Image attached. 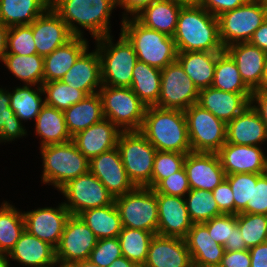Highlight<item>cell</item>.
Here are the masks:
<instances>
[{
    "label": "cell",
    "mask_w": 267,
    "mask_h": 267,
    "mask_svg": "<svg viewBox=\"0 0 267 267\" xmlns=\"http://www.w3.org/2000/svg\"><path fill=\"white\" fill-rule=\"evenodd\" d=\"M178 52H223L218 18L197 3L184 5L172 37Z\"/></svg>",
    "instance_id": "6da1fadb"
},
{
    "label": "cell",
    "mask_w": 267,
    "mask_h": 267,
    "mask_svg": "<svg viewBox=\"0 0 267 267\" xmlns=\"http://www.w3.org/2000/svg\"><path fill=\"white\" fill-rule=\"evenodd\" d=\"M139 132L157 151L192 152L183 110L147 107Z\"/></svg>",
    "instance_id": "7a4b0ae2"
},
{
    "label": "cell",
    "mask_w": 267,
    "mask_h": 267,
    "mask_svg": "<svg viewBox=\"0 0 267 267\" xmlns=\"http://www.w3.org/2000/svg\"><path fill=\"white\" fill-rule=\"evenodd\" d=\"M116 6V0H51V8L66 23L73 36H84L77 26L80 25L95 40L110 35L109 20Z\"/></svg>",
    "instance_id": "3957f363"
},
{
    "label": "cell",
    "mask_w": 267,
    "mask_h": 267,
    "mask_svg": "<svg viewBox=\"0 0 267 267\" xmlns=\"http://www.w3.org/2000/svg\"><path fill=\"white\" fill-rule=\"evenodd\" d=\"M121 22V33L132 44L138 61L159 69L177 61L178 51L171 36L143 26L133 17Z\"/></svg>",
    "instance_id": "277c9868"
},
{
    "label": "cell",
    "mask_w": 267,
    "mask_h": 267,
    "mask_svg": "<svg viewBox=\"0 0 267 267\" xmlns=\"http://www.w3.org/2000/svg\"><path fill=\"white\" fill-rule=\"evenodd\" d=\"M112 38L111 35H107L95 41L101 61L102 85L130 87L132 71L138 61L136 52L122 33L115 44Z\"/></svg>",
    "instance_id": "5b68a950"
},
{
    "label": "cell",
    "mask_w": 267,
    "mask_h": 267,
    "mask_svg": "<svg viewBox=\"0 0 267 267\" xmlns=\"http://www.w3.org/2000/svg\"><path fill=\"white\" fill-rule=\"evenodd\" d=\"M43 160L42 183L59 189L89 171V160L73 141L40 147Z\"/></svg>",
    "instance_id": "8992f818"
},
{
    "label": "cell",
    "mask_w": 267,
    "mask_h": 267,
    "mask_svg": "<svg viewBox=\"0 0 267 267\" xmlns=\"http://www.w3.org/2000/svg\"><path fill=\"white\" fill-rule=\"evenodd\" d=\"M117 148L132 183L136 187L152 188V170L157 150L139 131H122Z\"/></svg>",
    "instance_id": "52a82bcc"
},
{
    "label": "cell",
    "mask_w": 267,
    "mask_h": 267,
    "mask_svg": "<svg viewBox=\"0 0 267 267\" xmlns=\"http://www.w3.org/2000/svg\"><path fill=\"white\" fill-rule=\"evenodd\" d=\"M103 115L121 131H139L145 117L146 105L130 87L102 85L99 89Z\"/></svg>",
    "instance_id": "ba28073f"
},
{
    "label": "cell",
    "mask_w": 267,
    "mask_h": 267,
    "mask_svg": "<svg viewBox=\"0 0 267 267\" xmlns=\"http://www.w3.org/2000/svg\"><path fill=\"white\" fill-rule=\"evenodd\" d=\"M217 18L224 49L236 43L249 42L254 31L267 19V3L248 0L244 5L224 12Z\"/></svg>",
    "instance_id": "9c48e42d"
},
{
    "label": "cell",
    "mask_w": 267,
    "mask_h": 267,
    "mask_svg": "<svg viewBox=\"0 0 267 267\" xmlns=\"http://www.w3.org/2000/svg\"><path fill=\"white\" fill-rule=\"evenodd\" d=\"M122 226L157 234L158 204L156 192L149 187H135L114 201Z\"/></svg>",
    "instance_id": "30bf717a"
},
{
    "label": "cell",
    "mask_w": 267,
    "mask_h": 267,
    "mask_svg": "<svg viewBox=\"0 0 267 267\" xmlns=\"http://www.w3.org/2000/svg\"><path fill=\"white\" fill-rule=\"evenodd\" d=\"M184 114L191 151L217 153L226 143L227 124L197 103Z\"/></svg>",
    "instance_id": "8fae6325"
},
{
    "label": "cell",
    "mask_w": 267,
    "mask_h": 267,
    "mask_svg": "<svg viewBox=\"0 0 267 267\" xmlns=\"http://www.w3.org/2000/svg\"><path fill=\"white\" fill-rule=\"evenodd\" d=\"M66 197L63 202L71 215L78 216L85 210L113 204L114 196L90 171L68 181L59 189Z\"/></svg>",
    "instance_id": "7c38bea8"
},
{
    "label": "cell",
    "mask_w": 267,
    "mask_h": 267,
    "mask_svg": "<svg viewBox=\"0 0 267 267\" xmlns=\"http://www.w3.org/2000/svg\"><path fill=\"white\" fill-rule=\"evenodd\" d=\"M199 89L178 61L161 69V89L156 107L185 111L197 103Z\"/></svg>",
    "instance_id": "4fadbf2b"
},
{
    "label": "cell",
    "mask_w": 267,
    "mask_h": 267,
    "mask_svg": "<svg viewBox=\"0 0 267 267\" xmlns=\"http://www.w3.org/2000/svg\"><path fill=\"white\" fill-rule=\"evenodd\" d=\"M98 238L84 221L76 215H70L56 248V261L61 264H73L89 259Z\"/></svg>",
    "instance_id": "5bb4252c"
},
{
    "label": "cell",
    "mask_w": 267,
    "mask_h": 267,
    "mask_svg": "<svg viewBox=\"0 0 267 267\" xmlns=\"http://www.w3.org/2000/svg\"><path fill=\"white\" fill-rule=\"evenodd\" d=\"M70 215L63 202L56 208L44 207L24 212L25 230L56 249Z\"/></svg>",
    "instance_id": "9a60e30c"
},
{
    "label": "cell",
    "mask_w": 267,
    "mask_h": 267,
    "mask_svg": "<svg viewBox=\"0 0 267 267\" xmlns=\"http://www.w3.org/2000/svg\"><path fill=\"white\" fill-rule=\"evenodd\" d=\"M89 171L105 185L114 198L124 195L136 187L125 171L117 147L91 158Z\"/></svg>",
    "instance_id": "2e32d148"
},
{
    "label": "cell",
    "mask_w": 267,
    "mask_h": 267,
    "mask_svg": "<svg viewBox=\"0 0 267 267\" xmlns=\"http://www.w3.org/2000/svg\"><path fill=\"white\" fill-rule=\"evenodd\" d=\"M184 168L191 189L212 192L226 177L217 153L189 152Z\"/></svg>",
    "instance_id": "e0dca14e"
},
{
    "label": "cell",
    "mask_w": 267,
    "mask_h": 267,
    "mask_svg": "<svg viewBox=\"0 0 267 267\" xmlns=\"http://www.w3.org/2000/svg\"><path fill=\"white\" fill-rule=\"evenodd\" d=\"M37 54L45 57L65 45L74 36L61 17L49 7L31 24Z\"/></svg>",
    "instance_id": "ac0fdd59"
},
{
    "label": "cell",
    "mask_w": 267,
    "mask_h": 267,
    "mask_svg": "<svg viewBox=\"0 0 267 267\" xmlns=\"http://www.w3.org/2000/svg\"><path fill=\"white\" fill-rule=\"evenodd\" d=\"M158 204L157 235L185 239L192 227L185 198L156 193Z\"/></svg>",
    "instance_id": "d6986e66"
},
{
    "label": "cell",
    "mask_w": 267,
    "mask_h": 267,
    "mask_svg": "<svg viewBox=\"0 0 267 267\" xmlns=\"http://www.w3.org/2000/svg\"><path fill=\"white\" fill-rule=\"evenodd\" d=\"M217 155L226 175L265 173L266 155L260 146L225 143Z\"/></svg>",
    "instance_id": "ffe728a7"
},
{
    "label": "cell",
    "mask_w": 267,
    "mask_h": 267,
    "mask_svg": "<svg viewBox=\"0 0 267 267\" xmlns=\"http://www.w3.org/2000/svg\"><path fill=\"white\" fill-rule=\"evenodd\" d=\"M185 239L154 235L143 267H192Z\"/></svg>",
    "instance_id": "44dd1931"
},
{
    "label": "cell",
    "mask_w": 267,
    "mask_h": 267,
    "mask_svg": "<svg viewBox=\"0 0 267 267\" xmlns=\"http://www.w3.org/2000/svg\"><path fill=\"white\" fill-rule=\"evenodd\" d=\"M252 93H231L212 86L199 90L197 104L226 124L250 105Z\"/></svg>",
    "instance_id": "7402d4cb"
},
{
    "label": "cell",
    "mask_w": 267,
    "mask_h": 267,
    "mask_svg": "<svg viewBox=\"0 0 267 267\" xmlns=\"http://www.w3.org/2000/svg\"><path fill=\"white\" fill-rule=\"evenodd\" d=\"M122 131L108 119L93 124L72 136L77 149L88 159L117 147Z\"/></svg>",
    "instance_id": "603a6c76"
},
{
    "label": "cell",
    "mask_w": 267,
    "mask_h": 267,
    "mask_svg": "<svg viewBox=\"0 0 267 267\" xmlns=\"http://www.w3.org/2000/svg\"><path fill=\"white\" fill-rule=\"evenodd\" d=\"M94 50L88 53L87 48L60 81L87 95L98 93L102 87L101 61L97 49Z\"/></svg>",
    "instance_id": "cb8c5ba5"
},
{
    "label": "cell",
    "mask_w": 267,
    "mask_h": 267,
    "mask_svg": "<svg viewBox=\"0 0 267 267\" xmlns=\"http://www.w3.org/2000/svg\"><path fill=\"white\" fill-rule=\"evenodd\" d=\"M265 141H267L266 124L251 104L227 123L226 143L260 146Z\"/></svg>",
    "instance_id": "d4e9b609"
},
{
    "label": "cell",
    "mask_w": 267,
    "mask_h": 267,
    "mask_svg": "<svg viewBox=\"0 0 267 267\" xmlns=\"http://www.w3.org/2000/svg\"><path fill=\"white\" fill-rule=\"evenodd\" d=\"M224 50L235 61L245 84L252 91L257 90L260 87L266 53L250 42L236 43Z\"/></svg>",
    "instance_id": "484cf974"
},
{
    "label": "cell",
    "mask_w": 267,
    "mask_h": 267,
    "mask_svg": "<svg viewBox=\"0 0 267 267\" xmlns=\"http://www.w3.org/2000/svg\"><path fill=\"white\" fill-rule=\"evenodd\" d=\"M6 257L28 267H48L57 263L56 249L26 230Z\"/></svg>",
    "instance_id": "4316f807"
},
{
    "label": "cell",
    "mask_w": 267,
    "mask_h": 267,
    "mask_svg": "<svg viewBox=\"0 0 267 267\" xmlns=\"http://www.w3.org/2000/svg\"><path fill=\"white\" fill-rule=\"evenodd\" d=\"M88 41L74 36L65 45L56 48L44 57V82L60 81L74 65L78 57L87 49Z\"/></svg>",
    "instance_id": "83f0119b"
},
{
    "label": "cell",
    "mask_w": 267,
    "mask_h": 267,
    "mask_svg": "<svg viewBox=\"0 0 267 267\" xmlns=\"http://www.w3.org/2000/svg\"><path fill=\"white\" fill-rule=\"evenodd\" d=\"M184 4L172 0H158L134 18L143 26L173 37L178 15Z\"/></svg>",
    "instance_id": "f1b7e54d"
},
{
    "label": "cell",
    "mask_w": 267,
    "mask_h": 267,
    "mask_svg": "<svg viewBox=\"0 0 267 267\" xmlns=\"http://www.w3.org/2000/svg\"><path fill=\"white\" fill-rule=\"evenodd\" d=\"M193 264L220 265L224 246L214 241L202 224H192L185 238Z\"/></svg>",
    "instance_id": "f546056e"
},
{
    "label": "cell",
    "mask_w": 267,
    "mask_h": 267,
    "mask_svg": "<svg viewBox=\"0 0 267 267\" xmlns=\"http://www.w3.org/2000/svg\"><path fill=\"white\" fill-rule=\"evenodd\" d=\"M221 52H178L177 61L200 90L212 86L217 56Z\"/></svg>",
    "instance_id": "4dcf8cb0"
},
{
    "label": "cell",
    "mask_w": 267,
    "mask_h": 267,
    "mask_svg": "<svg viewBox=\"0 0 267 267\" xmlns=\"http://www.w3.org/2000/svg\"><path fill=\"white\" fill-rule=\"evenodd\" d=\"M63 113L71 137L104 119L102 99L99 93L86 96L80 102L64 110Z\"/></svg>",
    "instance_id": "1f68e13d"
},
{
    "label": "cell",
    "mask_w": 267,
    "mask_h": 267,
    "mask_svg": "<svg viewBox=\"0 0 267 267\" xmlns=\"http://www.w3.org/2000/svg\"><path fill=\"white\" fill-rule=\"evenodd\" d=\"M49 7L51 0H0V23L7 27L30 25Z\"/></svg>",
    "instance_id": "d6a6232c"
},
{
    "label": "cell",
    "mask_w": 267,
    "mask_h": 267,
    "mask_svg": "<svg viewBox=\"0 0 267 267\" xmlns=\"http://www.w3.org/2000/svg\"><path fill=\"white\" fill-rule=\"evenodd\" d=\"M35 130L36 134L41 137L40 147L72 140L66 127L63 111L46 104L36 117Z\"/></svg>",
    "instance_id": "836d02e7"
},
{
    "label": "cell",
    "mask_w": 267,
    "mask_h": 267,
    "mask_svg": "<svg viewBox=\"0 0 267 267\" xmlns=\"http://www.w3.org/2000/svg\"><path fill=\"white\" fill-rule=\"evenodd\" d=\"M78 216L98 240L118 237L123 228L115 203L85 210Z\"/></svg>",
    "instance_id": "e575fe53"
},
{
    "label": "cell",
    "mask_w": 267,
    "mask_h": 267,
    "mask_svg": "<svg viewBox=\"0 0 267 267\" xmlns=\"http://www.w3.org/2000/svg\"><path fill=\"white\" fill-rule=\"evenodd\" d=\"M132 74V91L146 107L155 106L161 89V69L137 61Z\"/></svg>",
    "instance_id": "d590c367"
},
{
    "label": "cell",
    "mask_w": 267,
    "mask_h": 267,
    "mask_svg": "<svg viewBox=\"0 0 267 267\" xmlns=\"http://www.w3.org/2000/svg\"><path fill=\"white\" fill-rule=\"evenodd\" d=\"M2 62L13 73V76L23 81L24 85L42 86L44 82V57L38 54L28 56L6 54Z\"/></svg>",
    "instance_id": "8d00e7d4"
},
{
    "label": "cell",
    "mask_w": 267,
    "mask_h": 267,
    "mask_svg": "<svg viewBox=\"0 0 267 267\" xmlns=\"http://www.w3.org/2000/svg\"><path fill=\"white\" fill-rule=\"evenodd\" d=\"M212 87L231 93H253L242 80L235 61L225 50L217 56Z\"/></svg>",
    "instance_id": "74e56055"
},
{
    "label": "cell",
    "mask_w": 267,
    "mask_h": 267,
    "mask_svg": "<svg viewBox=\"0 0 267 267\" xmlns=\"http://www.w3.org/2000/svg\"><path fill=\"white\" fill-rule=\"evenodd\" d=\"M32 85H24L16 87L10 95V108L20 121H27L36 117L40 110L45 105V100L42 101L41 94H44L42 86H37V89H32Z\"/></svg>",
    "instance_id": "f35d334b"
},
{
    "label": "cell",
    "mask_w": 267,
    "mask_h": 267,
    "mask_svg": "<svg viewBox=\"0 0 267 267\" xmlns=\"http://www.w3.org/2000/svg\"><path fill=\"white\" fill-rule=\"evenodd\" d=\"M25 230L23 213L7 201L0 207V253L7 255Z\"/></svg>",
    "instance_id": "ab89813d"
},
{
    "label": "cell",
    "mask_w": 267,
    "mask_h": 267,
    "mask_svg": "<svg viewBox=\"0 0 267 267\" xmlns=\"http://www.w3.org/2000/svg\"><path fill=\"white\" fill-rule=\"evenodd\" d=\"M154 235L149 231L123 227L118 236L122 255L137 266H143Z\"/></svg>",
    "instance_id": "60d3db41"
},
{
    "label": "cell",
    "mask_w": 267,
    "mask_h": 267,
    "mask_svg": "<svg viewBox=\"0 0 267 267\" xmlns=\"http://www.w3.org/2000/svg\"><path fill=\"white\" fill-rule=\"evenodd\" d=\"M185 198L186 208L193 224L204 223L223 214L211 191L191 189Z\"/></svg>",
    "instance_id": "b9f144b4"
},
{
    "label": "cell",
    "mask_w": 267,
    "mask_h": 267,
    "mask_svg": "<svg viewBox=\"0 0 267 267\" xmlns=\"http://www.w3.org/2000/svg\"><path fill=\"white\" fill-rule=\"evenodd\" d=\"M42 88L46 96L45 104L61 111L68 109L88 96L84 91L70 87L62 81L43 82Z\"/></svg>",
    "instance_id": "7bdbcfd3"
},
{
    "label": "cell",
    "mask_w": 267,
    "mask_h": 267,
    "mask_svg": "<svg viewBox=\"0 0 267 267\" xmlns=\"http://www.w3.org/2000/svg\"><path fill=\"white\" fill-rule=\"evenodd\" d=\"M237 225L248 249L267 242V215L239 213Z\"/></svg>",
    "instance_id": "ee69618b"
},
{
    "label": "cell",
    "mask_w": 267,
    "mask_h": 267,
    "mask_svg": "<svg viewBox=\"0 0 267 267\" xmlns=\"http://www.w3.org/2000/svg\"><path fill=\"white\" fill-rule=\"evenodd\" d=\"M9 91L0 88V143L19 139L27 134L22 122L10 108Z\"/></svg>",
    "instance_id": "f6af8a7d"
},
{
    "label": "cell",
    "mask_w": 267,
    "mask_h": 267,
    "mask_svg": "<svg viewBox=\"0 0 267 267\" xmlns=\"http://www.w3.org/2000/svg\"><path fill=\"white\" fill-rule=\"evenodd\" d=\"M261 175L257 173L226 175L225 179L229 182L233 192L234 215L246 213L247 204L252 202L253 183H257Z\"/></svg>",
    "instance_id": "bcb514c9"
},
{
    "label": "cell",
    "mask_w": 267,
    "mask_h": 267,
    "mask_svg": "<svg viewBox=\"0 0 267 267\" xmlns=\"http://www.w3.org/2000/svg\"><path fill=\"white\" fill-rule=\"evenodd\" d=\"M187 154L157 151L152 170V189L163 179L168 178L184 166Z\"/></svg>",
    "instance_id": "7dc6e473"
},
{
    "label": "cell",
    "mask_w": 267,
    "mask_h": 267,
    "mask_svg": "<svg viewBox=\"0 0 267 267\" xmlns=\"http://www.w3.org/2000/svg\"><path fill=\"white\" fill-rule=\"evenodd\" d=\"M7 54L26 56L37 54L33 31L30 25L9 27Z\"/></svg>",
    "instance_id": "c3c4849f"
},
{
    "label": "cell",
    "mask_w": 267,
    "mask_h": 267,
    "mask_svg": "<svg viewBox=\"0 0 267 267\" xmlns=\"http://www.w3.org/2000/svg\"><path fill=\"white\" fill-rule=\"evenodd\" d=\"M118 237L98 240L91 251L89 260L100 267H109L113 261L122 257Z\"/></svg>",
    "instance_id": "681fc988"
},
{
    "label": "cell",
    "mask_w": 267,
    "mask_h": 267,
    "mask_svg": "<svg viewBox=\"0 0 267 267\" xmlns=\"http://www.w3.org/2000/svg\"><path fill=\"white\" fill-rule=\"evenodd\" d=\"M202 224L208 229L211 238L224 246L226 240L230 239L233 228L237 224V215L222 214Z\"/></svg>",
    "instance_id": "f907efd6"
},
{
    "label": "cell",
    "mask_w": 267,
    "mask_h": 267,
    "mask_svg": "<svg viewBox=\"0 0 267 267\" xmlns=\"http://www.w3.org/2000/svg\"><path fill=\"white\" fill-rule=\"evenodd\" d=\"M153 190L169 196L185 197L191 188L184 166L168 178L161 180Z\"/></svg>",
    "instance_id": "816d5d0a"
},
{
    "label": "cell",
    "mask_w": 267,
    "mask_h": 267,
    "mask_svg": "<svg viewBox=\"0 0 267 267\" xmlns=\"http://www.w3.org/2000/svg\"><path fill=\"white\" fill-rule=\"evenodd\" d=\"M246 213L267 215V175L264 173L253 183L252 202L247 204Z\"/></svg>",
    "instance_id": "f5cc1de1"
},
{
    "label": "cell",
    "mask_w": 267,
    "mask_h": 267,
    "mask_svg": "<svg viewBox=\"0 0 267 267\" xmlns=\"http://www.w3.org/2000/svg\"><path fill=\"white\" fill-rule=\"evenodd\" d=\"M214 200L223 214H234L233 192L229 182L224 179L213 191Z\"/></svg>",
    "instance_id": "db71d44e"
},
{
    "label": "cell",
    "mask_w": 267,
    "mask_h": 267,
    "mask_svg": "<svg viewBox=\"0 0 267 267\" xmlns=\"http://www.w3.org/2000/svg\"><path fill=\"white\" fill-rule=\"evenodd\" d=\"M248 0H196V3L218 17L224 12L234 10L244 5Z\"/></svg>",
    "instance_id": "11a10c76"
},
{
    "label": "cell",
    "mask_w": 267,
    "mask_h": 267,
    "mask_svg": "<svg viewBox=\"0 0 267 267\" xmlns=\"http://www.w3.org/2000/svg\"><path fill=\"white\" fill-rule=\"evenodd\" d=\"M221 267H251L249 249L225 251L220 262Z\"/></svg>",
    "instance_id": "9f6ffc18"
},
{
    "label": "cell",
    "mask_w": 267,
    "mask_h": 267,
    "mask_svg": "<svg viewBox=\"0 0 267 267\" xmlns=\"http://www.w3.org/2000/svg\"><path fill=\"white\" fill-rule=\"evenodd\" d=\"M158 0H116L117 6H121L124 11L123 19H127L130 14V18H133L139 14L143 9H145L147 6L153 4ZM129 13V14H128Z\"/></svg>",
    "instance_id": "6f0895ef"
},
{
    "label": "cell",
    "mask_w": 267,
    "mask_h": 267,
    "mask_svg": "<svg viewBox=\"0 0 267 267\" xmlns=\"http://www.w3.org/2000/svg\"><path fill=\"white\" fill-rule=\"evenodd\" d=\"M250 104L258 112L267 127V90H254L251 95ZM256 104L258 105L256 106Z\"/></svg>",
    "instance_id": "680465c9"
},
{
    "label": "cell",
    "mask_w": 267,
    "mask_h": 267,
    "mask_svg": "<svg viewBox=\"0 0 267 267\" xmlns=\"http://www.w3.org/2000/svg\"><path fill=\"white\" fill-rule=\"evenodd\" d=\"M251 267H267V242L249 249Z\"/></svg>",
    "instance_id": "91938a15"
},
{
    "label": "cell",
    "mask_w": 267,
    "mask_h": 267,
    "mask_svg": "<svg viewBox=\"0 0 267 267\" xmlns=\"http://www.w3.org/2000/svg\"><path fill=\"white\" fill-rule=\"evenodd\" d=\"M225 251H241L248 249L242 238V234L236 224L233 228L230 239H227L224 244Z\"/></svg>",
    "instance_id": "94428289"
},
{
    "label": "cell",
    "mask_w": 267,
    "mask_h": 267,
    "mask_svg": "<svg viewBox=\"0 0 267 267\" xmlns=\"http://www.w3.org/2000/svg\"><path fill=\"white\" fill-rule=\"evenodd\" d=\"M249 42L262 49L267 54V19L254 31Z\"/></svg>",
    "instance_id": "6125c7cd"
},
{
    "label": "cell",
    "mask_w": 267,
    "mask_h": 267,
    "mask_svg": "<svg viewBox=\"0 0 267 267\" xmlns=\"http://www.w3.org/2000/svg\"><path fill=\"white\" fill-rule=\"evenodd\" d=\"M9 27L0 23V60L4 59L7 54V41H8Z\"/></svg>",
    "instance_id": "be15d7a7"
},
{
    "label": "cell",
    "mask_w": 267,
    "mask_h": 267,
    "mask_svg": "<svg viewBox=\"0 0 267 267\" xmlns=\"http://www.w3.org/2000/svg\"><path fill=\"white\" fill-rule=\"evenodd\" d=\"M109 267H138L135 263L122 256L115 261Z\"/></svg>",
    "instance_id": "e7e4bbea"
},
{
    "label": "cell",
    "mask_w": 267,
    "mask_h": 267,
    "mask_svg": "<svg viewBox=\"0 0 267 267\" xmlns=\"http://www.w3.org/2000/svg\"><path fill=\"white\" fill-rule=\"evenodd\" d=\"M257 90H267V54L265 57V65L261 77L260 87Z\"/></svg>",
    "instance_id": "03108f58"
},
{
    "label": "cell",
    "mask_w": 267,
    "mask_h": 267,
    "mask_svg": "<svg viewBox=\"0 0 267 267\" xmlns=\"http://www.w3.org/2000/svg\"><path fill=\"white\" fill-rule=\"evenodd\" d=\"M72 265L74 267H100V266L94 264L93 262H91L89 259L75 262Z\"/></svg>",
    "instance_id": "003e7915"
},
{
    "label": "cell",
    "mask_w": 267,
    "mask_h": 267,
    "mask_svg": "<svg viewBox=\"0 0 267 267\" xmlns=\"http://www.w3.org/2000/svg\"><path fill=\"white\" fill-rule=\"evenodd\" d=\"M7 259L6 255L0 257V267H10L9 259Z\"/></svg>",
    "instance_id": "a7ac6f4b"
},
{
    "label": "cell",
    "mask_w": 267,
    "mask_h": 267,
    "mask_svg": "<svg viewBox=\"0 0 267 267\" xmlns=\"http://www.w3.org/2000/svg\"><path fill=\"white\" fill-rule=\"evenodd\" d=\"M172 1H177V2H180L184 5H189V4H193V3H196V0H172Z\"/></svg>",
    "instance_id": "89a4df30"
},
{
    "label": "cell",
    "mask_w": 267,
    "mask_h": 267,
    "mask_svg": "<svg viewBox=\"0 0 267 267\" xmlns=\"http://www.w3.org/2000/svg\"><path fill=\"white\" fill-rule=\"evenodd\" d=\"M192 267H221L220 265H202V264H193Z\"/></svg>",
    "instance_id": "2644e50d"
},
{
    "label": "cell",
    "mask_w": 267,
    "mask_h": 267,
    "mask_svg": "<svg viewBox=\"0 0 267 267\" xmlns=\"http://www.w3.org/2000/svg\"><path fill=\"white\" fill-rule=\"evenodd\" d=\"M59 266L58 267H74L72 264H61L57 263Z\"/></svg>",
    "instance_id": "8c879c8a"
},
{
    "label": "cell",
    "mask_w": 267,
    "mask_h": 267,
    "mask_svg": "<svg viewBox=\"0 0 267 267\" xmlns=\"http://www.w3.org/2000/svg\"><path fill=\"white\" fill-rule=\"evenodd\" d=\"M265 174L267 175V156H266V164H265Z\"/></svg>",
    "instance_id": "753ad0ef"
},
{
    "label": "cell",
    "mask_w": 267,
    "mask_h": 267,
    "mask_svg": "<svg viewBox=\"0 0 267 267\" xmlns=\"http://www.w3.org/2000/svg\"><path fill=\"white\" fill-rule=\"evenodd\" d=\"M257 1H261V2H266L267 3V0H257Z\"/></svg>",
    "instance_id": "34e18365"
},
{
    "label": "cell",
    "mask_w": 267,
    "mask_h": 267,
    "mask_svg": "<svg viewBox=\"0 0 267 267\" xmlns=\"http://www.w3.org/2000/svg\"><path fill=\"white\" fill-rule=\"evenodd\" d=\"M54 265H55V266H58V265H57V263H56V264H53V265H51V266H48V267H54Z\"/></svg>",
    "instance_id": "11e5206c"
}]
</instances>
